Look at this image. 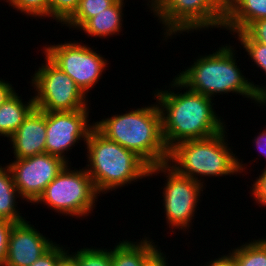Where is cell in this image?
I'll return each instance as SVG.
<instances>
[{
	"label": "cell",
	"mask_w": 266,
	"mask_h": 266,
	"mask_svg": "<svg viewBox=\"0 0 266 266\" xmlns=\"http://www.w3.org/2000/svg\"><path fill=\"white\" fill-rule=\"evenodd\" d=\"M171 82L168 90L165 86L164 90L153 92L158 101L162 135L168 150L180 142L208 138L226 128L224 119L221 120L214 110L212 98L189 90L176 77ZM175 88L187 90L177 93Z\"/></svg>",
	"instance_id": "1"
},
{
	"label": "cell",
	"mask_w": 266,
	"mask_h": 266,
	"mask_svg": "<svg viewBox=\"0 0 266 266\" xmlns=\"http://www.w3.org/2000/svg\"><path fill=\"white\" fill-rule=\"evenodd\" d=\"M217 49L212 54L198 56L194 64L175 77L189 90L212 99L218 93L223 95L231 92L264 106L266 85L263 87L253 81L249 82L250 79L242 74L236 62V50L230 43Z\"/></svg>",
	"instance_id": "2"
},
{
	"label": "cell",
	"mask_w": 266,
	"mask_h": 266,
	"mask_svg": "<svg viewBox=\"0 0 266 266\" xmlns=\"http://www.w3.org/2000/svg\"><path fill=\"white\" fill-rule=\"evenodd\" d=\"M155 103L93 121L94 128L106 139L135 152L150 167L167 163L169 150L162 135L160 109Z\"/></svg>",
	"instance_id": "3"
},
{
	"label": "cell",
	"mask_w": 266,
	"mask_h": 266,
	"mask_svg": "<svg viewBox=\"0 0 266 266\" xmlns=\"http://www.w3.org/2000/svg\"><path fill=\"white\" fill-rule=\"evenodd\" d=\"M86 171L92 178L98 194L149 177L150 166L135 152L106 139L95 128L87 137Z\"/></svg>",
	"instance_id": "4"
},
{
	"label": "cell",
	"mask_w": 266,
	"mask_h": 266,
	"mask_svg": "<svg viewBox=\"0 0 266 266\" xmlns=\"http://www.w3.org/2000/svg\"><path fill=\"white\" fill-rule=\"evenodd\" d=\"M226 130L208 138L176 144L169 150L167 164L178 174L201 184L204 183L202 177L231 176L246 172L248 165L243 164L231 150L232 147L227 146Z\"/></svg>",
	"instance_id": "5"
},
{
	"label": "cell",
	"mask_w": 266,
	"mask_h": 266,
	"mask_svg": "<svg viewBox=\"0 0 266 266\" xmlns=\"http://www.w3.org/2000/svg\"><path fill=\"white\" fill-rule=\"evenodd\" d=\"M147 4L163 24V38L200 31L222 29L225 18V0H151Z\"/></svg>",
	"instance_id": "6"
},
{
	"label": "cell",
	"mask_w": 266,
	"mask_h": 266,
	"mask_svg": "<svg viewBox=\"0 0 266 266\" xmlns=\"http://www.w3.org/2000/svg\"><path fill=\"white\" fill-rule=\"evenodd\" d=\"M70 167L71 162L46 186L35 203L48 205L58 214L73 216L72 218L85 217L95 209L100 195L85 167H79V170H72Z\"/></svg>",
	"instance_id": "7"
},
{
	"label": "cell",
	"mask_w": 266,
	"mask_h": 266,
	"mask_svg": "<svg viewBox=\"0 0 266 266\" xmlns=\"http://www.w3.org/2000/svg\"><path fill=\"white\" fill-rule=\"evenodd\" d=\"M44 63L31 76L35 90V108L45 112L74 111L89 108L88 97L74 80L46 55Z\"/></svg>",
	"instance_id": "8"
},
{
	"label": "cell",
	"mask_w": 266,
	"mask_h": 266,
	"mask_svg": "<svg viewBox=\"0 0 266 266\" xmlns=\"http://www.w3.org/2000/svg\"><path fill=\"white\" fill-rule=\"evenodd\" d=\"M164 173L166 177L163 187V209L166 214V221L172 232L175 229L187 231L196 213L200 194L204 185L189 177L178 174L167 163L152 166L149 169V176ZM167 173V174H166ZM204 187V188H203ZM191 223V224H190ZM187 229V230H186Z\"/></svg>",
	"instance_id": "9"
},
{
	"label": "cell",
	"mask_w": 266,
	"mask_h": 266,
	"mask_svg": "<svg viewBox=\"0 0 266 266\" xmlns=\"http://www.w3.org/2000/svg\"><path fill=\"white\" fill-rule=\"evenodd\" d=\"M66 42L45 45L43 53L88 96L90 88L93 89L102 78L108 65L107 60L86 44L75 40Z\"/></svg>",
	"instance_id": "10"
},
{
	"label": "cell",
	"mask_w": 266,
	"mask_h": 266,
	"mask_svg": "<svg viewBox=\"0 0 266 266\" xmlns=\"http://www.w3.org/2000/svg\"><path fill=\"white\" fill-rule=\"evenodd\" d=\"M67 164L62 158L46 152L7 163L19 195L34 205L46 186Z\"/></svg>",
	"instance_id": "11"
},
{
	"label": "cell",
	"mask_w": 266,
	"mask_h": 266,
	"mask_svg": "<svg viewBox=\"0 0 266 266\" xmlns=\"http://www.w3.org/2000/svg\"><path fill=\"white\" fill-rule=\"evenodd\" d=\"M89 110L90 108L74 111H44L46 153L60 157L68 163L69 158L65 153L70 151L71 147H75L80 140L86 143L89 132L94 128V123L88 124L91 121L88 119Z\"/></svg>",
	"instance_id": "12"
},
{
	"label": "cell",
	"mask_w": 266,
	"mask_h": 266,
	"mask_svg": "<svg viewBox=\"0 0 266 266\" xmlns=\"http://www.w3.org/2000/svg\"><path fill=\"white\" fill-rule=\"evenodd\" d=\"M25 220L13 225L8 239L7 256L3 266H30L56 242Z\"/></svg>",
	"instance_id": "13"
},
{
	"label": "cell",
	"mask_w": 266,
	"mask_h": 266,
	"mask_svg": "<svg viewBox=\"0 0 266 266\" xmlns=\"http://www.w3.org/2000/svg\"><path fill=\"white\" fill-rule=\"evenodd\" d=\"M46 116L34 108L9 138L15 159H24L46 152Z\"/></svg>",
	"instance_id": "14"
},
{
	"label": "cell",
	"mask_w": 266,
	"mask_h": 266,
	"mask_svg": "<svg viewBox=\"0 0 266 266\" xmlns=\"http://www.w3.org/2000/svg\"><path fill=\"white\" fill-rule=\"evenodd\" d=\"M266 18V0H225L222 29L232 35L242 32L251 22Z\"/></svg>",
	"instance_id": "15"
},
{
	"label": "cell",
	"mask_w": 266,
	"mask_h": 266,
	"mask_svg": "<svg viewBox=\"0 0 266 266\" xmlns=\"http://www.w3.org/2000/svg\"><path fill=\"white\" fill-rule=\"evenodd\" d=\"M155 243L146 236L139 242L120 241L111 249L112 266H144L159 249Z\"/></svg>",
	"instance_id": "16"
},
{
	"label": "cell",
	"mask_w": 266,
	"mask_h": 266,
	"mask_svg": "<svg viewBox=\"0 0 266 266\" xmlns=\"http://www.w3.org/2000/svg\"><path fill=\"white\" fill-rule=\"evenodd\" d=\"M124 3V0H117L111 7L90 18L79 31L83 30L88 37L93 36L94 38L105 39L107 36L119 35L123 28Z\"/></svg>",
	"instance_id": "17"
},
{
	"label": "cell",
	"mask_w": 266,
	"mask_h": 266,
	"mask_svg": "<svg viewBox=\"0 0 266 266\" xmlns=\"http://www.w3.org/2000/svg\"><path fill=\"white\" fill-rule=\"evenodd\" d=\"M20 97L14 92L0 106V136L9 139L35 108L34 97L31 96L27 103Z\"/></svg>",
	"instance_id": "18"
},
{
	"label": "cell",
	"mask_w": 266,
	"mask_h": 266,
	"mask_svg": "<svg viewBox=\"0 0 266 266\" xmlns=\"http://www.w3.org/2000/svg\"><path fill=\"white\" fill-rule=\"evenodd\" d=\"M17 198H21V196L14 185L9 166L2 167L0 165V219L15 224L26 220L19 209L17 210Z\"/></svg>",
	"instance_id": "19"
},
{
	"label": "cell",
	"mask_w": 266,
	"mask_h": 266,
	"mask_svg": "<svg viewBox=\"0 0 266 266\" xmlns=\"http://www.w3.org/2000/svg\"><path fill=\"white\" fill-rule=\"evenodd\" d=\"M236 266H266V237L233 248Z\"/></svg>",
	"instance_id": "20"
},
{
	"label": "cell",
	"mask_w": 266,
	"mask_h": 266,
	"mask_svg": "<svg viewBox=\"0 0 266 266\" xmlns=\"http://www.w3.org/2000/svg\"><path fill=\"white\" fill-rule=\"evenodd\" d=\"M117 0H80L78 9L64 23L70 29L79 30L90 18L111 7Z\"/></svg>",
	"instance_id": "21"
},
{
	"label": "cell",
	"mask_w": 266,
	"mask_h": 266,
	"mask_svg": "<svg viewBox=\"0 0 266 266\" xmlns=\"http://www.w3.org/2000/svg\"><path fill=\"white\" fill-rule=\"evenodd\" d=\"M77 266H112L111 249L84 247L75 251Z\"/></svg>",
	"instance_id": "22"
},
{
	"label": "cell",
	"mask_w": 266,
	"mask_h": 266,
	"mask_svg": "<svg viewBox=\"0 0 266 266\" xmlns=\"http://www.w3.org/2000/svg\"><path fill=\"white\" fill-rule=\"evenodd\" d=\"M238 42L241 43L245 52H247L249 58L256 65V67L261 68L262 72L266 75V45L259 42H255L250 39L243 31L237 32Z\"/></svg>",
	"instance_id": "23"
},
{
	"label": "cell",
	"mask_w": 266,
	"mask_h": 266,
	"mask_svg": "<svg viewBox=\"0 0 266 266\" xmlns=\"http://www.w3.org/2000/svg\"><path fill=\"white\" fill-rule=\"evenodd\" d=\"M5 2L27 17L49 18V0H6Z\"/></svg>",
	"instance_id": "24"
},
{
	"label": "cell",
	"mask_w": 266,
	"mask_h": 266,
	"mask_svg": "<svg viewBox=\"0 0 266 266\" xmlns=\"http://www.w3.org/2000/svg\"><path fill=\"white\" fill-rule=\"evenodd\" d=\"M79 3L80 0H49V17L64 25L78 9Z\"/></svg>",
	"instance_id": "25"
},
{
	"label": "cell",
	"mask_w": 266,
	"mask_h": 266,
	"mask_svg": "<svg viewBox=\"0 0 266 266\" xmlns=\"http://www.w3.org/2000/svg\"><path fill=\"white\" fill-rule=\"evenodd\" d=\"M243 32L253 41L266 45V18L251 22Z\"/></svg>",
	"instance_id": "26"
},
{
	"label": "cell",
	"mask_w": 266,
	"mask_h": 266,
	"mask_svg": "<svg viewBox=\"0 0 266 266\" xmlns=\"http://www.w3.org/2000/svg\"><path fill=\"white\" fill-rule=\"evenodd\" d=\"M262 173L256 178L252 184L251 193L256 203L266 207V168H263Z\"/></svg>",
	"instance_id": "27"
},
{
	"label": "cell",
	"mask_w": 266,
	"mask_h": 266,
	"mask_svg": "<svg viewBox=\"0 0 266 266\" xmlns=\"http://www.w3.org/2000/svg\"><path fill=\"white\" fill-rule=\"evenodd\" d=\"M66 251L61 245L55 243L45 254L30 266H55L58 258Z\"/></svg>",
	"instance_id": "28"
},
{
	"label": "cell",
	"mask_w": 266,
	"mask_h": 266,
	"mask_svg": "<svg viewBox=\"0 0 266 266\" xmlns=\"http://www.w3.org/2000/svg\"><path fill=\"white\" fill-rule=\"evenodd\" d=\"M14 224L5 219H0V266L4 265L7 256L9 234Z\"/></svg>",
	"instance_id": "29"
},
{
	"label": "cell",
	"mask_w": 266,
	"mask_h": 266,
	"mask_svg": "<svg viewBox=\"0 0 266 266\" xmlns=\"http://www.w3.org/2000/svg\"><path fill=\"white\" fill-rule=\"evenodd\" d=\"M221 257H218L213 260H209V262L205 263L202 266H236V260L233 256V253L229 250L228 255H220Z\"/></svg>",
	"instance_id": "30"
},
{
	"label": "cell",
	"mask_w": 266,
	"mask_h": 266,
	"mask_svg": "<svg viewBox=\"0 0 266 266\" xmlns=\"http://www.w3.org/2000/svg\"><path fill=\"white\" fill-rule=\"evenodd\" d=\"M160 248L146 261L144 266H169L165 252Z\"/></svg>",
	"instance_id": "31"
},
{
	"label": "cell",
	"mask_w": 266,
	"mask_h": 266,
	"mask_svg": "<svg viewBox=\"0 0 266 266\" xmlns=\"http://www.w3.org/2000/svg\"><path fill=\"white\" fill-rule=\"evenodd\" d=\"M15 92L12 84L0 78V106Z\"/></svg>",
	"instance_id": "32"
},
{
	"label": "cell",
	"mask_w": 266,
	"mask_h": 266,
	"mask_svg": "<svg viewBox=\"0 0 266 266\" xmlns=\"http://www.w3.org/2000/svg\"><path fill=\"white\" fill-rule=\"evenodd\" d=\"M69 251H65L55 263V266H77L75 259V252L68 253Z\"/></svg>",
	"instance_id": "33"
},
{
	"label": "cell",
	"mask_w": 266,
	"mask_h": 266,
	"mask_svg": "<svg viewBox=\"0 0 266 266\" xmlns=\"http://www.w3.org/2000/svg\"><path fill=\"white\" fill-rule=\"evenodd\" d=\"M254 142L256 144V149H258L259 153L266 158V129H263L262 132H259V135L255 138ZM266 168V167H265Z\"/></svg>",
	"instance_id": "34"
}]
</instances>
